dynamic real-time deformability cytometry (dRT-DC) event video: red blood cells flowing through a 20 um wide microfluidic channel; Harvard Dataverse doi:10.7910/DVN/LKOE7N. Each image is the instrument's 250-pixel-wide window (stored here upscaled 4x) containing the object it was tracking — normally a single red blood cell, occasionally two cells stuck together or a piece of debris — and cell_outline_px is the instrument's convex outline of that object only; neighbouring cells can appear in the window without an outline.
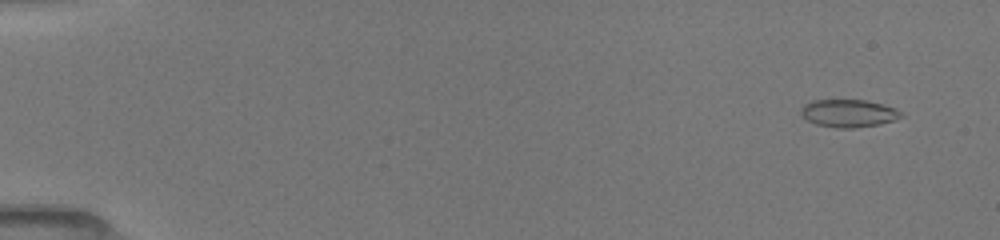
{"species": "common noctule bat (a hibernating species)", "species_latin": "Nyctalus noctula", "temperature_condition": "room temperature", "stored_images_in_passage": 10, "segment_of_instrument_passage": [1, 2], "camera_frame_rate_fps": 3000, "um_per_image_px": 0.085, "animal": {"sex": "female", "body_mass_g": 19.5, "forearm_length_mm": 54.1}, "frame": {"image": 1, "passage_image": 2, "time_ms": 1.0, "image_size_px": [1000, 240], "cell_outline_px": [[904, 116], [880, 124], [856, 128], [836, 128], [816, 124], [808, 120], [800, 112], [800, 108], [804, 104], [812, 100], [864, 100], [896, 108]], "centroid_in_image_um": [72.1, 9.63], "position_along_channel_um": 12.9, "area_um2": 16.07}}
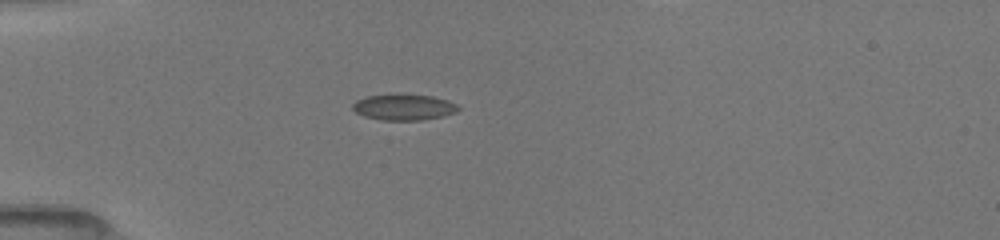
{"frame": {"image": 2, "passage_image": 7, "time_ms": 5.0, "image_size_px": [1000, 240], "cell_outline_px": [[460, 108], [456, 112], [444, 116], [424, 120], [380, 120], [364, 116], [356, 112], [352, 108], [352, 104], [356, 100], [364, 96], [396, 92], [400, 92], [432, 96], [448, 100], [456, 104]], "centroid_in_image_um": [34.3, 9.07], "position_along_channel_um": 50.7, "area_um2": 16.65}}
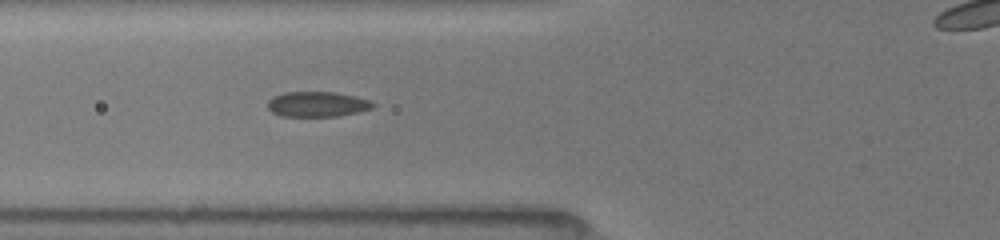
{"frame": {"image": 3, "passage_image": 9, "time_ms": 6.667, "image_size_px": [1000, 240], "cell_outline_px": [[376, 104], [372, 108], [360, 112], [336, 116], [280, 116], [272, 112], [268, 108], [268, 100], [272, 96], [284, 92], [336, 92], [356, 96], [368, 100]], "centroid_in_image_um": [26.96, 8.85], "position_along_channel_um": 98.8, "area_um2": 15.55}}